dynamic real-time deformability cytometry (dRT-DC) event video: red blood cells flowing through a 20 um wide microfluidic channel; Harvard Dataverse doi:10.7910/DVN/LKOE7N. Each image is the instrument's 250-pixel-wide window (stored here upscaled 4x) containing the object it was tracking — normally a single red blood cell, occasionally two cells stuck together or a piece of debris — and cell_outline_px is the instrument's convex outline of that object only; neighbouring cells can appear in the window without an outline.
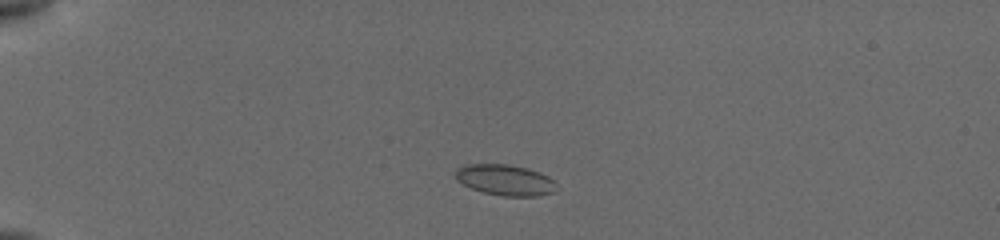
{"species": "common noctule bat (a hibernating species)", "species_latin": "Nyctalus noctula", "temperature_condition": "cold", "stored_images_in_passage": 45, "camera_frame_rate_fps": 3000, "um_per_image_px": 0.085, "animal": {"sex": "female", "body_mass_g": 19.5, "forearm_length_mm": 54.1}, "frame": {"image": 1, "passage_image": 5, "time_ms": 1.667, "image_size_px": [1000, 240], "cell_outline_px": [[556, 184], [552, 192], [540, 196], [504, 196], [484, 192], [472, 188], [456, 180], [456, 168], [464, 164], [508, 164], [528, 168], [540, 172], [548, 176]], "centroid_in_image_um": [42.92, 15.28], "position_along_channel_um": 42.1, "area_um2": 18.09}}
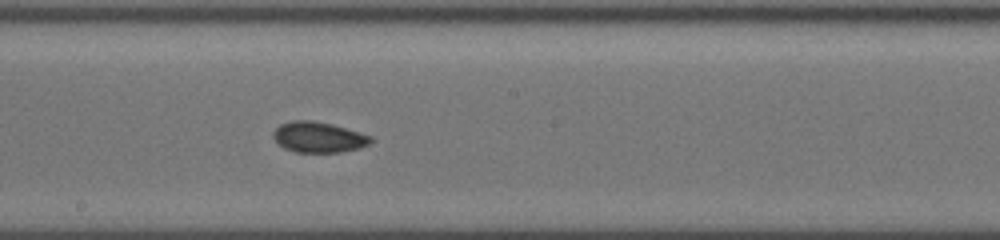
{"frame": {"image": 2, "passage_image": 23, "time_ms": 7.667, "image_size_px": [1000, 240], "cell_outline_px": [[372, 140], [368, 144], [360, 148], [340, 152], [296, 152], [284, 148], [272, 136], [272, 132], [280, 124], [292, 120], [312, 120], [332, 124], [360, 132], [372, 136]], "centroid_in_image_um": [27.07, 11.65], "position_along_channel_um": 221.1, "area_um2": 17.4}}
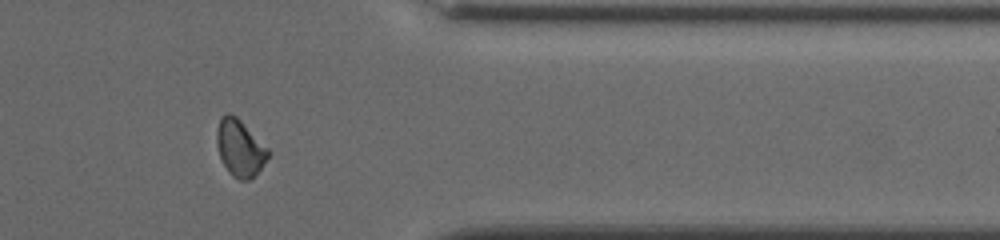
{"frame": {"image": 3, "passage_image": 38, "time_ms": 12.333, "image_size_px": [1000, 240], "cell_outline_px": [[272, 152], [260, 168], [248, 180], [240, 180], [232, 176], [228, 172], [220, 156], [216, 144], [216, 132], [220, 120], [228, 112], [236, 116]], "centroid_in_image_um": [20.39, 12.58], "position_along_channel_um": 391.0, "area_um2": 16.7}, "authors_computed_cell_mechanics": {"area_um2": 16.8776, "velocity_mm_per_s": 3.8307, "shape_relaxation_time_tau1_ms": 4.3859, "shape_relaxation_time_tau2_ms": 2.429, "deformation_change_tau1": 0.068, "deformation_change_tau2": 0.0494}}